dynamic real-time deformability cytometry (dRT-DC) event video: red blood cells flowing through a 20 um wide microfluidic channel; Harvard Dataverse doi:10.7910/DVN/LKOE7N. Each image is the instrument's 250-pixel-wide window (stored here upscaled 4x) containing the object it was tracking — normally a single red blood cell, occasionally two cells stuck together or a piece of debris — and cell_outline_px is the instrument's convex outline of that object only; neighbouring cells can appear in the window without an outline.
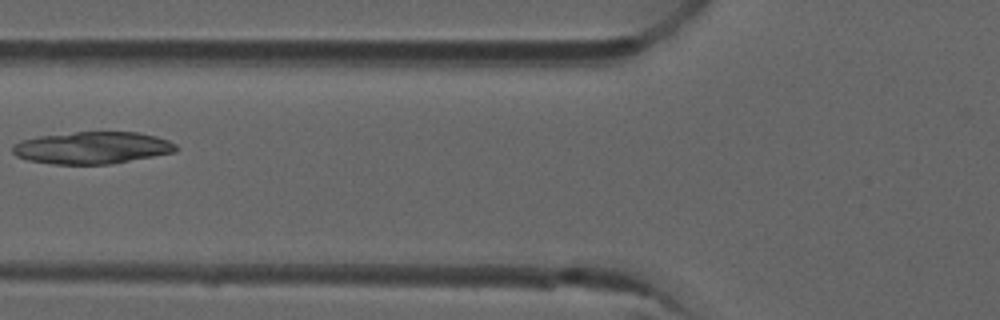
{"species": "common noctule bat (a hibernating species)", "species_latin": "Nyctalus noctula", "temperature_condition": "room temperature", "stored_images_in_passage": 7, "camera_frame_rate_fps": 3000, "um_per_image_px": 0.085, "animal": {"sex": "male", "forearm_length_mm": 52.5}, "frame": {"image": 1, "passage_image": 6, "time_ms": 1.667, "image_size_px": [1000, 320], "cell_outline_px": [[180, 148], [176, 152], [108, 164], [52, 164], [28, 160], [16, 156], [12, 152], [12, 144], [20, 140], [40, 136], [76, 132], [136, 132], [156, 136], [168, 140], [176, 144]], "centroid_in_image_um": [7.83, 12.56], "position_along_channel_um": 118.0, "area_um2": 30.58}}
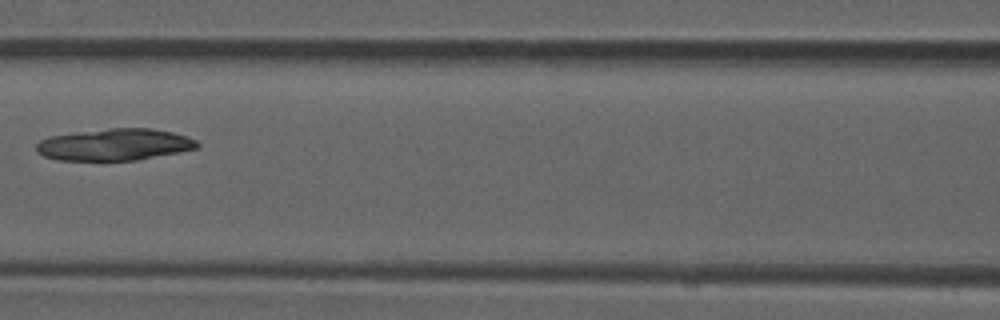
{"frame": {"image": 2, "passage_image": 7, "time_ms": 2.0, "image_size_px": [1000, 320], "cell_outline_px": [[200, 148], [136, 160], [60, 160], [44, 156], [36, 152], [36, 144], [40, 140], [48, 136], [76, 132], [108, 128], [152, 128], [172, 132], [196, 140], [200, 144]], "centroid_in_image_um": [9.73, 12.28], "position_along_channel_um": 156.9, "area_um2": 29.82}}